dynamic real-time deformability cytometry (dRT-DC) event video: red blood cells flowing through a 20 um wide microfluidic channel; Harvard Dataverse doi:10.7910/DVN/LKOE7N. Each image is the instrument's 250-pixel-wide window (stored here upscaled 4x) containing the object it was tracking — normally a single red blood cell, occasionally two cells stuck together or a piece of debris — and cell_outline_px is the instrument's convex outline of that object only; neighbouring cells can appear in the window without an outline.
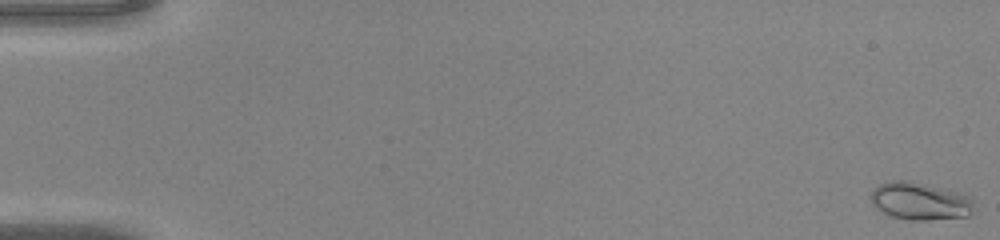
{"species": "common noctule bat (a hibernating species)", "species_latin": "Nyctalus noctula", "temperature_condition": "warm", "stored_images_in_passage": 47, "camera_frame_rate_fps": 3000, "um_per_image_px": 0.085, "animal": {"sex": "male", "body_mass_g": 20.0, "forearm_length_mm": 53.3}, "frame": {"image": 1, "passage_image": 1, "time_ms": 0.0, "image_size_px": [1000, 240], "cell_outline_px": [[972, 212], [968, 216], [924, 220], [908, 220], [892, 216], [876, 208], [872, 204], [868, 196], [880, 184], [892, 180], [912, 180], [960, 192], [972, 196]], "centroid_in_image_um": [78.19, 17.08], "position_along_channel_um": 6.8, "area_um2": 22.77}}
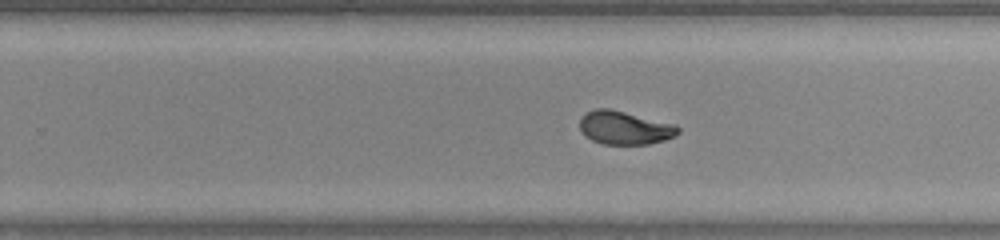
{"frame": {"image": 2, "passage_image": 31, "time_ms": 10.0, "image_size_px": [1000, 240], "cell_outline_px": [[680, 132], [676, 136], [664, 140], [648, 144], [604, 144], [592, 140], [584, 136], [580, 128], [580, 116], [584, 112], [596, 108], [608, 108], [676, 124], [680, 128]], "centroid_in_image_um": [53.09, 10.85], "position_along_channel_um": 276.7, "area_um2": 19.31}}
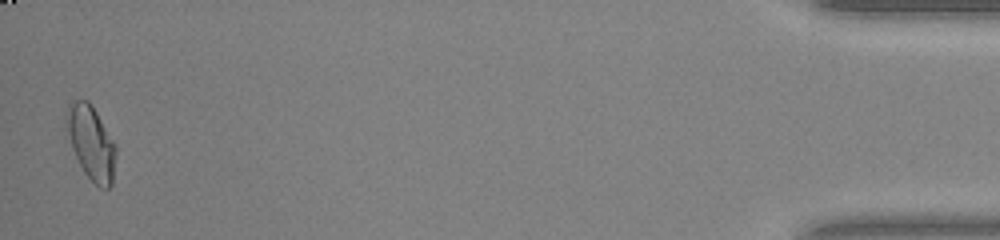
{"frame": {"image": 3, "passage_image": 47, "time_ms": 15.333, "image_size_px": [1000, 240], "cell_outline_px": [[116, 156], [112, 184], [108, 188], [100, 188], [84, 172], [72, 148], [64, 128], [64, 120], [68, 104], [72, 100], [88, 100], [92, 104], [116, 144]], "centroid_in_image_um": [7.73, 12.08], "position_along_channel_um": 427.5, "area_um2": 21.62}}